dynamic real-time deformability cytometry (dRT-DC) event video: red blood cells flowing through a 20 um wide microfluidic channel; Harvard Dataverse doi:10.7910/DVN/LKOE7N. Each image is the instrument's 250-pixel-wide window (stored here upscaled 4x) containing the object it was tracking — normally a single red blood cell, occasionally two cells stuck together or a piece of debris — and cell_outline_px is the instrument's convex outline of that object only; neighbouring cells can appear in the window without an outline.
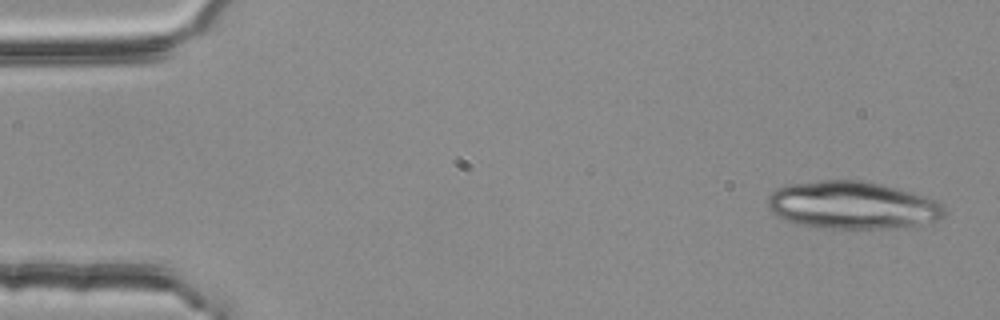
{"species": "common noctule bat (a hibernating species)", "species_latin": "Nyctalus noctula", "temperature_condition": "room temperature", "stored_images_in_passage": 3, "camera_frame_rate_fps": 3000, "um_per_image_px": 0.085, "animal": {"sex": "female", "body_mass_g": 25.1}, "frame": {"image": 1, "passage_image": 1, "time_ms": 0.0, "image_size_px": [1000, 320], "cell_outline_px": [[944, 216], [936, 220], [920, 224], [896, 228], [824, 228], [804, 224], [788, 220], [776, 216], [768, 208], [768, 196], [772, 192], [788, 184], [820, 180], [860, 180], [880, 184], [912, 192], [936, 200], [944, 204]], "centroid_in_image_um": [72.46, 17.43], "position_along_channel_um": 12.5, "area_um2": 48.67}}